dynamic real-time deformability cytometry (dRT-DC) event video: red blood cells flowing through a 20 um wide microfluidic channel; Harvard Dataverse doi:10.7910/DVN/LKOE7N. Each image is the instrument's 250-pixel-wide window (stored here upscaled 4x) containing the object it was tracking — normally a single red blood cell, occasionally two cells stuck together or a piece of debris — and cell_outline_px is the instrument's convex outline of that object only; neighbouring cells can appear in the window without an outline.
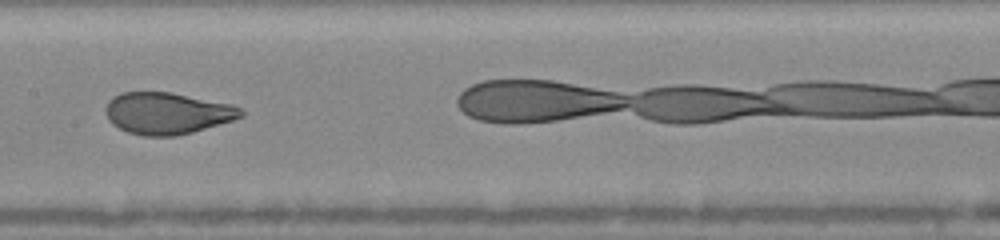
{"species": "human", "species_latin": "Homo sapiens", "temperature_condition": "warm", "stored_images_in_passage": 22, "camera_frame_rate_fps": 3000, "um_per_image_px": 0.085, "donor": {"sex": "female"}, "frame": {"image": 1, "passage_image": 10, "time_ms": 6.0, "image_size_px": [1000, 240], "cell_outline_px": [[244, 116], [232, 120], [192, 132], [176, 136], [144, 136], [128, 132], [112, 124], [108, 120], [104, 112], [104, 108], [108, 100], [112, 96], [120, 92], [172, 92], [232, 104], [240, 108], [244, 112]], "centroid_in_image_um": [14.17, 9.61], "position_along_channel_um": 193.2, "area_um2": 33.12}}
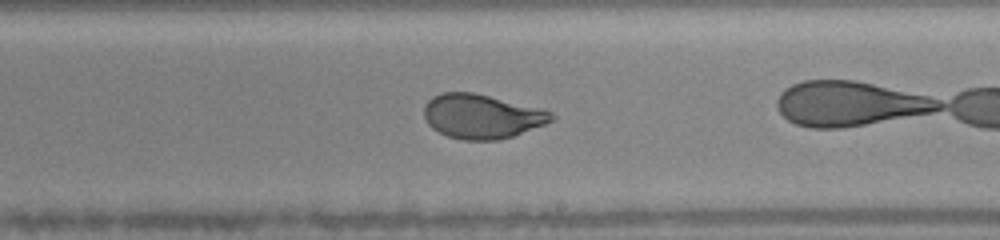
{"frame": {"image": 2, "passage_image": 13, "time_ms": 7.333, "image_size_px": [1000, 240], "cell_outline_px": [[556, 116], [552, 120], [544, 124], [512, 136], [500, 140], [464, 140], [448, 136], [432, 128], [428, 124], [424, 116], [424, 104], [432, 96], [444, 92], [472, 92], [544, 108], [552, 112]], "centroid_in_image_um": [40.95, 9.88], "position_along_channel_um": 248.0, "area_um2": 33.0}, "authors_computed_cell_mechanics": {"area_um2": 34.9979, "velocity_mm_per_s": 4.1143, "shape_relaxation_time_tau1_ms": 2.8081, "shape_relaxation_time_tau2_ms": null, "deformation_change_tau1": 0.1504, "deformation_change_tau2": null}}